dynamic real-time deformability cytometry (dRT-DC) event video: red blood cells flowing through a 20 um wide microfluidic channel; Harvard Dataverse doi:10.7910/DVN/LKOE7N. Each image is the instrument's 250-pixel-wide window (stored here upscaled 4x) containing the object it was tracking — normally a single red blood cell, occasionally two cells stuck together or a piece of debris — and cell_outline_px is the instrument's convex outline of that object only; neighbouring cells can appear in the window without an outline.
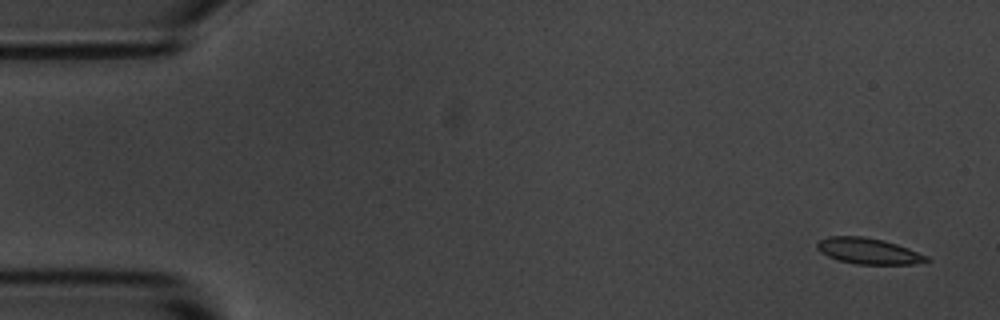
{"species": "common noctule bat (a hibernating species)", "species_latin": "Nyctalus noctula", "temperature_condition": "room temperature", "stored_images_in_passage": 6, "camera_frame_rate_fps": 3000, "um_per_image_px": 0.085, "animal": {"sex": "male", "body_mass_g": 20.1, "forearm_length_mm": 53.5}, "frame": {"image": 1, "passage_image": 1, "time_ms": 0.0, "image_size_px": [1000, 320], "cell_outline_px": [[932, 260], [912, 264], [856, 264], [840, 260], [828, 256], [820, 252], [816, 248], [816, 244], [820, 240], [828, 236], [864, 236], [884, 240], [908, 248], [928, 256]], "centroid_in_image_um": [73.81, 21.33], "position_along_channel_um": 11.2, "area_um2": 16.53}}
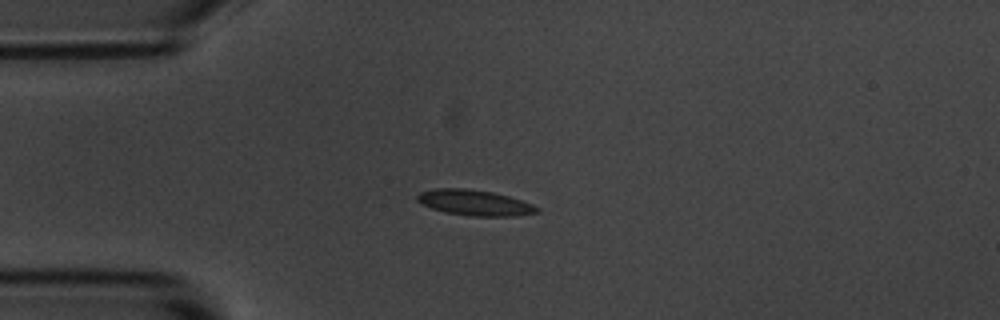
{"frame": {"image": 2, "passage_image": 4, "time_ms": 3.667, "image_size_px": [1000, 320], "cell_outline_px": [[540, 212], [516, 216], [468, 216], [448, 212], [432, 208], [420, 204], [416, 200], [416, 196], [420, 192], [432, 188], [464, 188], [492, 192], [508, 196], [532, 204], [540, 208]], "centroid_in_image_um": [40.33, 17.23], "position_along_channel_um": 44.7, "area_um2": 17.92}}